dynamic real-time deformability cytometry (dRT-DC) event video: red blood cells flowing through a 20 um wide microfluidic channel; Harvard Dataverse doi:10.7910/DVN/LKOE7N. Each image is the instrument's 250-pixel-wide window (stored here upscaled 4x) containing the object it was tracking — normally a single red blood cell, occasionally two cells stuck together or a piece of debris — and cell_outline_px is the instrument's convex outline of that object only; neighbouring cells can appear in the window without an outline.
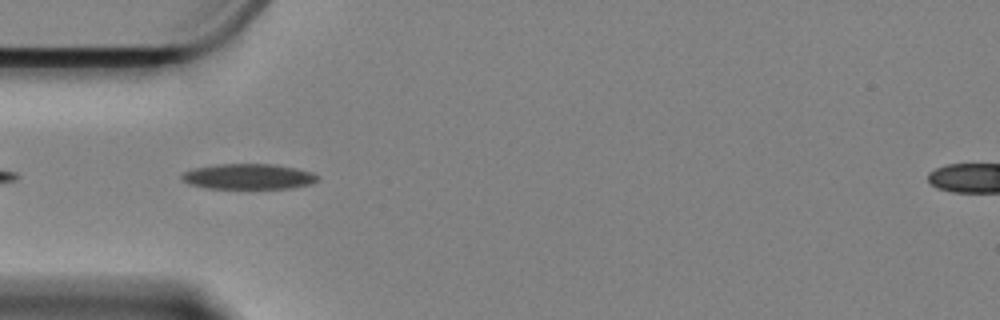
{"species": "Egyptian fruit bat (a non-hibernating species)", "species_latin": "Rousettus aegyptiacus", "temperature_condition": "cold", "stored_images_in_passage": 17, "camera_frame_rate_fps": 3000, "um_per_image_px": 0.085, "animal": {"sex": "female"}, "frame": {"image": 1, "passage_image": 3, "time_ms": 0.667, "image_size_px": [1000, 320], "cell_outline_px": [[316, 180], [312, 184], [292, 188], [204, 188], [188, 184], [180, 176], [184, 172], [196, 168], [220, 164], [272, 164], [312, 172], [316, 176]], "centroid_in_image_um": [21.09, 15.01], "position_along_channel_um": 63.9, "area_um2": 19.83}}
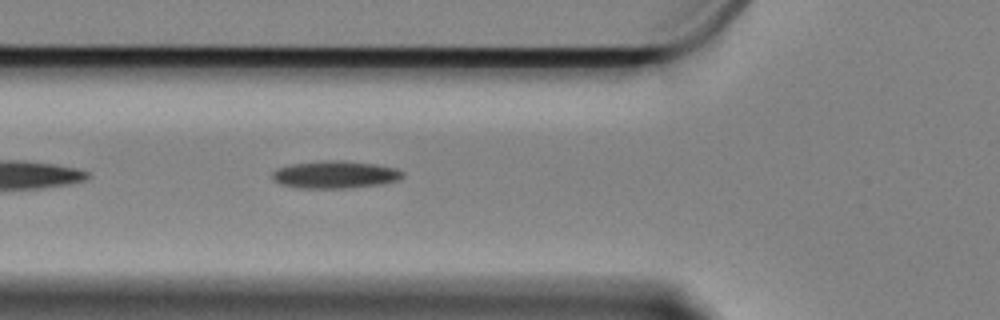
{"frame": {"image": 2, "passage_image": 6, "time_ms": 1.667, "image_size_px": [1000, 320], "cell_outline_px": [[404, 176], [400, 180], [384, 184], [352, 188], [296, 188], [280, 184], [272, 180], [272, 172], [276, 168], [292, 164], [320, 160], [344, 160], [376, 164], [396, 168], [404, 172]], "centroid_in_image_um": [28.5, 14.84], "position_along_channel_um": 97.3, "area_um2": 21.39}}
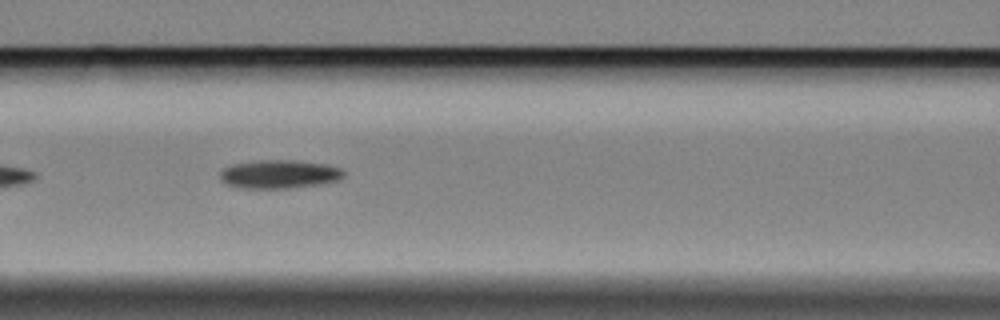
{"frame": {"image": 3, "passage_image": 10, "time_ms": 3.0, "image_size_px": [1000, 320], "cell_outline_px": [[344, 176], [340, 180], [320, 184], [288, 188], [240, 188], [228, 184], [220, 180], [220, 172], [224, 168], [232, 164], [256, 160], [296, 160], [328, 164], [340, 168], [344, 172]], "centroid_in_image_um": [23.75, 14.79], "position_along_channel_um": 142.9, "area_um2": 20.69}}